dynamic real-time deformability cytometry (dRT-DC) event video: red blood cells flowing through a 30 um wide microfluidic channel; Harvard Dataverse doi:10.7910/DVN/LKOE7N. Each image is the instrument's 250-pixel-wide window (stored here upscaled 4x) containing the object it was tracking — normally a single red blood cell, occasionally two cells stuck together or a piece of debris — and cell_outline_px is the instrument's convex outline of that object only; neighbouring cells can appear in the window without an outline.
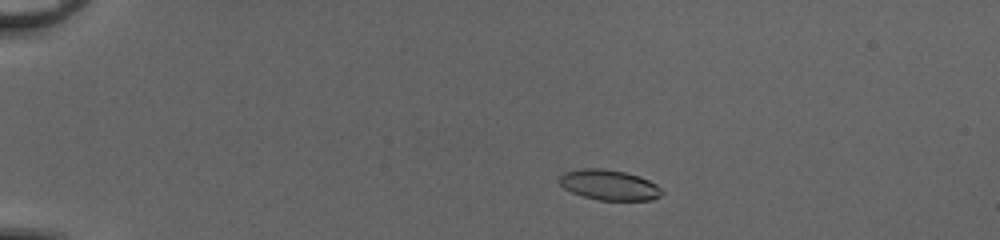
{"species": "common noctule bat (a hibernating species)", "species_latin": "Nyctalus noctula", "temperature_condition": "cold", "stored_images_in_passage": 48, "camera_frame_rate_fps": 3000, "um_per_image_px": 0.085, "animal": {"sex": "female", "body_mass_g": 20.0, "forearm_length_mm": 54.0}, "frame": {"image": 1, "passage_image": 7, "time_ms": 2.0, "image_size_px": [1000, 240], "cell_outline_px": [[664, 192], [660, 196], [652, 200], [600, 200], [584, 196], [572, 192], [564, 188], [556, 180], [564, 172], [580, 168], [604, 168], [624, 172], [640, 176], [656, 184]], "centroid_in_image_um": [51.76, 15.71], "position_along_channel_um": 33.2, "area_um2": 18.21}}
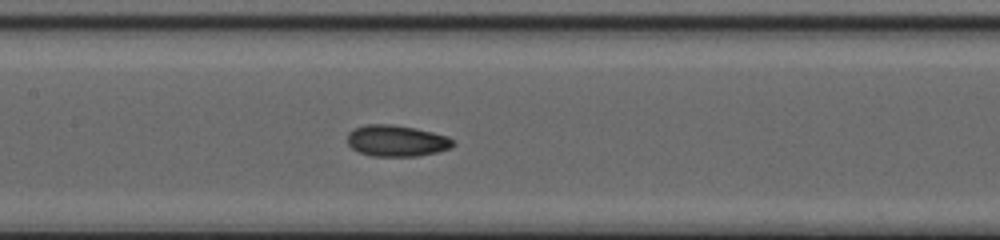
{"frame": {"image": 2, "passage_image": 23, "time_ms": 7.333, "image_size_px": [1000, 240], "cell_outline_px": [[456, 144], [452, 148], [436, 152], [416, 156], [372, 156], [360, 152], [352, 148], [348, 144], [348, 132], [352, 128], [364, 124], [392, 124], [416, 128], [448, 136]], "centroid_in_image_um": [33.7, 11.95], "position_along_channel_um": 173.7, "area_um2": 19.42}}
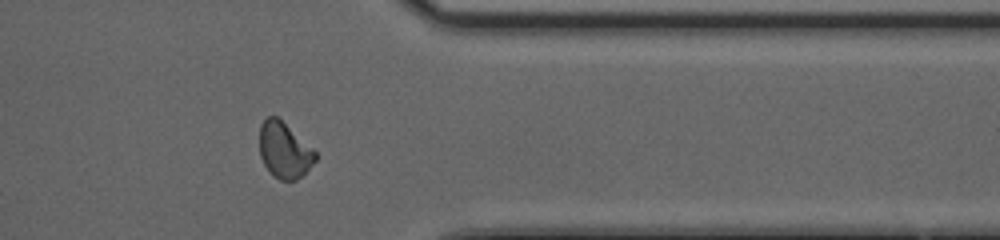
{"frame": {"image": 3, "passage_image": 39, "time_ms": 12.667, "image_size_px": [1000, 240], "cell_outline_px": [[316, 160], [296, 180], [280, 180], [272, 176], [264, 164], [260, 156], [260, 124], [268, 116], [276, 116], [312, 148], [316, 152]], "centroid_in_image_um": [24.14, 12.78], "position_along_channel_um": 387.3, "area_um2": 17.8}, "authors_computed_cell_mechanics": {"area_um2": 18.2648, "velocity_mm_per_s": 4.1211, "shape_relaxation_time_tau1_ms": 4.3328, "shape_relaxation_time_tau2_ms": 1.723, "deformation_change_tau1": 0.1204, "deformation_change_tau2": 0.0634}}